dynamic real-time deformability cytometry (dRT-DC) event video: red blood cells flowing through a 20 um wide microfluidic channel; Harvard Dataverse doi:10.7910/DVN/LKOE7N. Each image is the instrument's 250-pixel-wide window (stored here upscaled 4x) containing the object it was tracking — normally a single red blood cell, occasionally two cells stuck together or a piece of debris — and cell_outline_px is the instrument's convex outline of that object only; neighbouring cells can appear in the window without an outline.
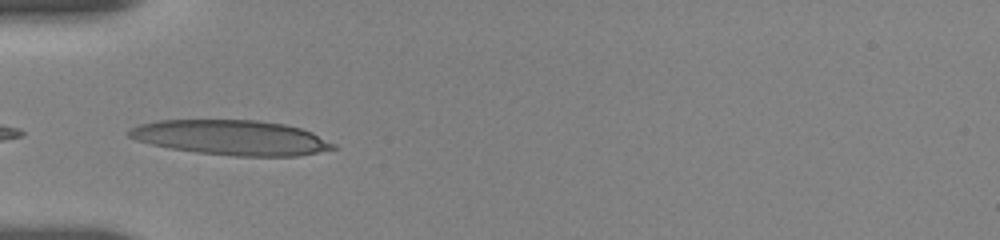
{"species": "human", "species_latin": "Homo sapiens", "temperature_condition": "room temperature", "stored_images_in_passage": 38, "camera_frame_rate_fps": 3000, "um_per_image_px": 0.085, "donor": {"sex": "female"}, "frame": {"image": 1, "passage_image": 1, "time_ms": 0.0, "image_size_px": [1000, 240], "cell_outline_px": [[336, 148], [296, 156], [236, 156], [196, 152], [168, 148], [136, 140], [128, 136], [128, 132], [132, 128], [140, 124], [156, 120], [256, 120], [284, 124], [300, 128], [312, 132], [336, 144]], "centroid_in_image_um": [19.66, 11.69], "position_along_channel_um": 65.3, "area_um2": 41.38}}
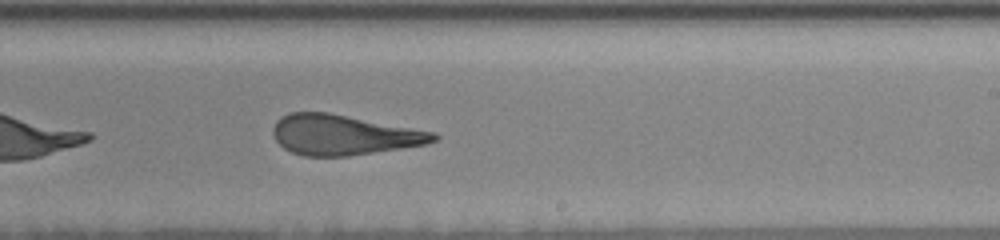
{"frame": {"image": 2, "passage_image": 17, "time_ms": 5.333, "image_size_px": [1000, 240], "cell_outline_px": [[440, 136], [436, 140], [428, 144], [348, 156], [304, 156], [292, 152], [284, 148], [276, 140], [272, 132], [272, 128], [276, 120], [280, 116], [288, 112], [328, 112], [436, 132]], "centroid_in_image_um": [29.2, 11.45], "position_along_channel_um": 259.8, "area_um2": 37.74}}
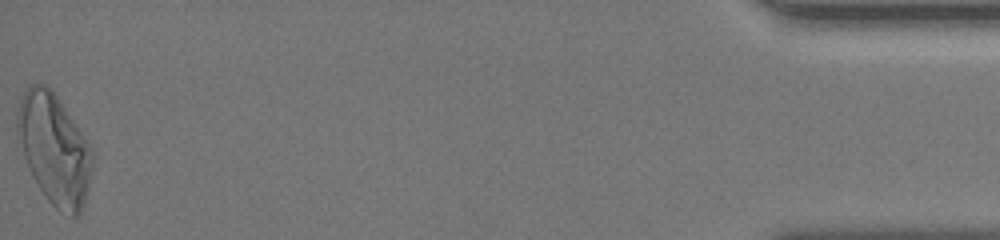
{"frame": {"image": 3, "passage_image": 38, "time_ms": 12.333, "image_size_px": [1000, 240], "cell_outline_px": [[92, 160], [88, 184], [84, 200], [80, 212], [76, 216], [72, 216], [60, 212], [48, 200], [40, 188], [28, 168], [16, 132], [16, 112], [20, 100], [28, 84], [44, 84], [52, 88], [92, 148]], "centroid_in_image_um": [4.58, 12.62], "position_along_channel_um": 430.6, "area_um2": 47.8}, "authors_computed_cell_mechanics": {"area_um2": 39.1306, "velocity_mm_per_s": 3.679, "shape_relaxation_time_tau1_ms": 5.8871, "shape_relaxation_time_tau2_ms": 1.6321, "deformation_change_tau1": 0.2287, "deformation_change_tau2": 0.1321}}